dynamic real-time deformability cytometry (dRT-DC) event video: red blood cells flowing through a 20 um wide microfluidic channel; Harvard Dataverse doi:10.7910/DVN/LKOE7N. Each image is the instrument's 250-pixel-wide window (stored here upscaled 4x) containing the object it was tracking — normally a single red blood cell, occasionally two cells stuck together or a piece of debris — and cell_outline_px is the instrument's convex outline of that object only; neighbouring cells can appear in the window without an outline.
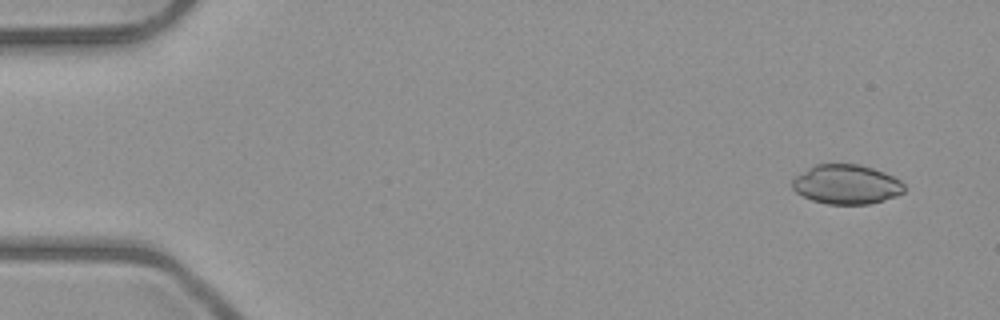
{"species": "common noctule bat (a hibernating species)", "species_latin": "Nyctalus noctula", "temperature_condition": "room temperature", "stored_images_in_passage": 5, "camera_frame_rate_fps": 3000, "um_per_image_px": 0.085, "animal": {"sex": "male", "body_mass_g": 23.1, "forearm_length_mm": 52.7}, "frame": {"image": 1, "passage_image": 1, "time_ms": 0.0, "image_size_px": [1000, 320], "cell_outline_px": [[904, 192], [896, 196], [884, 200], [868, 204], [828, 204], [812, 200], [796, 192], [792, 188], [792, 180], [796, 176], [808, 168], [816, 164], [860, 164], [884, 172], [900, 180], [904, 184]], "centroid_in_image_um": [71.95, 15.67], "position_along_channel_um": 13.1, "area_um2": 25.66}}
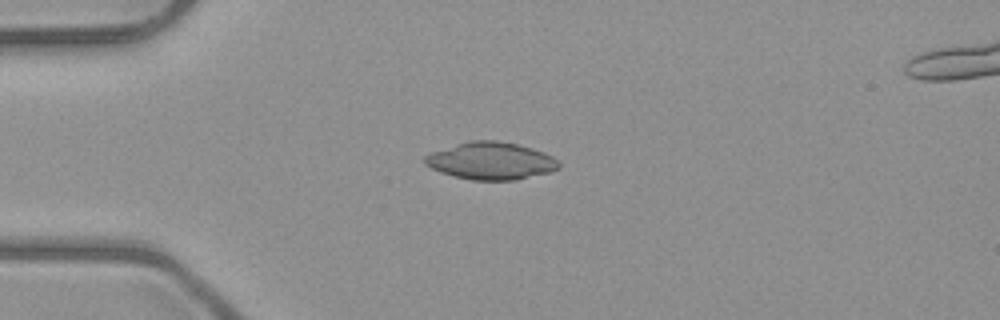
{"frame": {"image": 2, "passage_image": 4, "time_ms": 3.333, "image_size_px": [1000, 320], "cell_outline_px": [[560, 168], [552, 172], [512, 180], [472, 180], [452, 176], [440, 172], [424, 164], [424, 156], [432, 152], [468, 140], [496, 140], [516, 144], [532, 148], [544, 152], [552, 156], [560, 164]], "centroid_in_image_um": [41.72, 13.67], "position_along_channel_um": 43.3, "area_um2": 29.19}}